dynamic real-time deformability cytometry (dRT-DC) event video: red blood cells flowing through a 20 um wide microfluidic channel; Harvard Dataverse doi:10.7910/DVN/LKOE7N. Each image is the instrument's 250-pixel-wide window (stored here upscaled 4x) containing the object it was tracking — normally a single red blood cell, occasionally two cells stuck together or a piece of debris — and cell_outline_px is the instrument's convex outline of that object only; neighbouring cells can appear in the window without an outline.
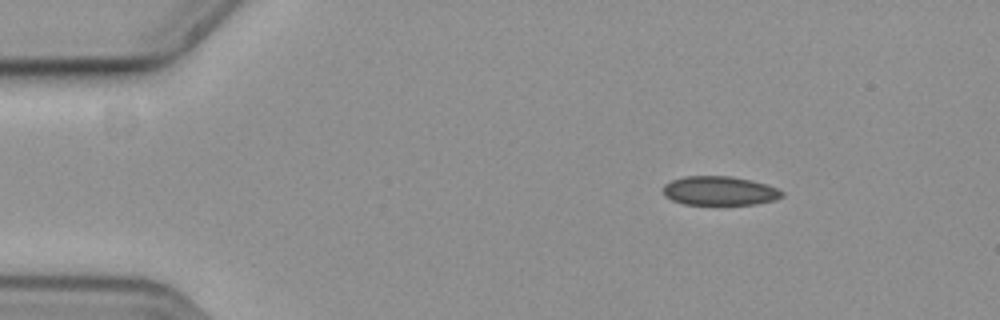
{"species": "common noctule bat (a hibernating species)", "species_latin": "Nyctalus noctula", "temperature_condition": "cold", "stored_images_in_passage": 6, "camera_frame_rate_fps": 3000, "um_per_image_px": 0.085, "animal": {"sex": "female", "body_mass_g": 19.3, "forearm_length_mm": 54.1}, "frame": {"image": 1, "passage_image": 6, "time_ms": 1.667, "image_size_px": [1000, 320], "cell_outline_px": [[784, 196], [772, 200], [756, 204], [684, 204], [672, 200], [664, 192], [664, 184], [672, 180], [684, 176], [728, 176], [752, 180], [776, 188], [784, 192]], "centroid_in_image_um": [61.17, 16.21], "position_along_channel_um": 23.8, "area_um2": 19.83}}